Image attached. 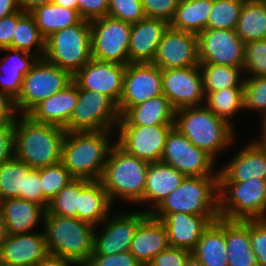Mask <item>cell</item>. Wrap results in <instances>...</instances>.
Listing matches in <instances>:
<instances>
[{
    "instance_id": "43",
    "label": "cell",
    "mask_w": 266,
    "mask_h": 266,
    "mask_svg": "<svg viewBox=\"0 0 266 266\" xmlns=\"http://www.w3.org/2000/svg\"><path fill=\"white\" fill-rule=\"evenodd\" d=\"M243 72L245 77H266V39L245 44Z\"/></svg>"
},
{
    "instance_id": "37",
    "label": "cell",
    "mask_w": 266,
    "mask_h": 266,
    "mask_svg": "<svg viewBox=\"0 0 266 266\" xmlns=\"http://www.w3.org/2000/svg\"><path fill=\"white\" fill-rule=\"evenodd\" d=\"M199 66L203 77L204 92L244 86L245 76L240 67L208 63H200Z\"/></svg>"
},
{
    "instance_id": "20",
    "label": "cell",
    "mask_w": 266,
    "mask_h": 266,
    "mask_svg": "<svg viewBox=\"0 0 266 266\" xmlns=\"http://www.w3.org/2000/svg\"><path fill=\"white\" fill-rule=\"evenodd\" d=\"M47 255L44 232L8 235L0 246L5 266H37Z\"/></svg>"
},
{
    "instance_id": "51",
    "label": "cell",
    "mask_w": 266,
    "mask_h": 266,
    "mask_svg": "<svg viewBox=\"0 0 266 266\" xmlns=\"http://www.w3.org/2000/svg\"><path fill=\"white\" fill-rule=\"evenodd\" d=\"M15 121L0 122V164L14 157Z\"/></svg>"
},
{
    "instance_id": "31",
    "label": "cell",
    "mask_w": 266,
    "mask_h": 266,
    "mask_svg": "<svg viewBox=\"0 0 266 266\" xmlns=\"http://www.w3.org/2000/svg\"><path fill=\"white\" fill-rule=\"evenodd\" d=\"M228 266H258L251 248L250 220L225 219Z\"/></svg>"
},
{
    "instance_id": "49",
    "label": "cell",
    "mask_w": 266,
    "mask_h": 266,
    "mask_svg": "<svg viewBox=\"0 0 266 266\" xmlns=\"http://www.w3.org/2000/svg\"><path fill=\"white\" fill-rule=\"evenodd\" d=\"M84 266H142V264L130 251H126L112 255L91 254Z\"/></svg>"
},
{
    "instance_id": "52",
    "label": "cell",
    "mask_w": 266,
    "mask_h": 266,
    "mask_svg": "<svg viewBox=\"0 0 266 266\" xmlns=\"http://www.w3.org/2000/svg\"><path fill=\"white\" fill-rule=\"evenodd\" d=\"M78 13L84 20H94L107 16L109 0H77Z\"/></svg>"
},
{
    "instance_id": "10",
    "label": "cell",
    "mask_w": 266,
    "mask_h": 266,
    "mask_svg": "<svg viewBox=\"0 0 266 266\" xmlns=\"http://www.w3.org/2000/svg\"><path fill=\"white\" fill-rule=\"evenodd\" d=\"M120 114L107 95L78 87V102L64 127L66 132L116 131Z\"/></svg>"
},
{
    "instance_id": "34",
    "label": "cell",
    "mask_w": 266,
    "mask_h": 266,
    "mask_svg": "<svg viewBox=\"0 0 266 266\" xmlns=\"http://www.w3.org/2000/svg\"><path fill=\"white\" fill-rule=\"evenodd\" d=\"M211 9L212 0L181 1L170 22V27L198 34L206 29Z\"/></svg>"
},
{
    "instance_id": "30",
    "label": "cell",
    "mask_w": 266,
    "mask_h": 266,
    "mask_svg": "<svg viewBox=\"0 0 266 266\" xmlns=\"http://www.w3.org/2000/svg\"><path fill=\"white\" fill-rule=\"evenodd\" d=\"M118 125H175V110L162 94L128 108L120 116Z\"/></svg>"
},
{
    "instance_id": "55",
    "label": "cell",
    "mask_w": 266,
    "mask_h": 266,
    "mask_svg": "<svg viewBox=\"0 0 266 266\" xmlns=\"http://www.w3.org/2000/svg\"><path fill=\"white\" fill-rule=\"evenodd\" d=\"M37 266H83V265L70 259L48 254Z\"/></svg>"
},
{
    "instance_id": "38",
    "label": "cell",
    "mask_w": 266,
    "mask_h": 266,
    "mask_svg": "<svg viewBox=\"0 0 266 266\" xmlns=\"http://www.w3.org/2000/svg\"><path fill=\"white\" fill-rule=\"evenodd\" d=\"M31 169L16 157L0 164V201L21 199V193H25L26 174Z\"/></svg>"
},
{
    "instance_id": "35",
    "label": "cell",
    "mask_w": 266,
    "mask_h": 266,
    "mask_svg": "<svg viewBox=\"0 0 266 266\" xmlns=\"http://www.w3.org/2000/svg\"><path fill=\"white\" fill-rule=\"evenodd\" d=\"M235 30L245 44L266 39V1L246 0Z\"/></svg>"
},
{
    "instance_id": "5",
    "label": "cell",
    "mask_w": 266,
    "mask_h": 266,
    "mask_svg": "<svg viewBox=\"0 0 266 266\" xmlns=\"http://www.w3.org/2000/svg\"><path fill=\"white\" fill-rule=\"evenodd\" d=\"M43 232L49 255L76 261L83 266L93 252L96 226L75 217H61L47 210Z\"/></svg>"
},
{
    "instance_id": "27",
    "label": "cell",
    "mask_w": 266,
    "mask_h": 266,
    "mask_svg": "<svg viewBox=\"0 0 266 266\" xmlns=\"http://www.w3.org/2000/svg\"><path fill=\"white\" fill-rule=\"evenodd\" d=\"M0 211L6 222L9 235L39 230L38 225L41 222L43 224L42 220L46 213V209L42 205L19 198L1 200Z\"/></svg>"
},
{
    "instance_id": "47",
    "label": "cell",
    "mask_w": 266,
    "mask_h": 266,
    "mask_svg": "<svg viewBox=\"0 0 266 266\" xmlns=\"http://www.w3.org/2000/svg\"><path fill=\"white\" fill-rule=\"evenodd\" d=\"M146 18L168 21L174 18L179 0H141Z\"/></svg>"
},
{
    "instance_id": "4",
    "label": "cell",
    "mask_w": 266,
    "mask_h": 266,
    "mask_svg": "<svg viewBox=\"0 0 266 266\" xmlns=\"http://www.w3.org/2000/svg\"><path fill=\"white\" fill-rule=\"evenodd\" d=\"M148 165L149 162L128 154L115 142L100 178L113 206L118 200L139 205L144 195Z\"/></svg>"
},
{
    "instance_id": "22",
    "label": "cell",
    "mask_w": 266,
    "mask_h": 266,
    "mask_svg": "<svg viewBox=\"0 0 266 266\" xmlns=\"http://www.w3.org/2000/svg\"><path fill=\"white\" fill-rule=\"evenodd\" d=\"M219 216H198L188 213H169L161 221L164 223L170 247L183 248L192 252L203 231Z\"/></svg>"
},
{
    "instance_id": "14",
    "label": "cell",
    "mask_w": 266,
    "mask_h": 266,
    "mask_svg": "<svg viewBox=\"0 0 266 266\" xmlns=\"http://www.w3.org/2000/svg\"><path fill=\"white\" fill-rule=\"evenodd\" d=\"M162 70L151 62L129 63L123 79V91L117 105L120 116L146 100L162 95Z\"/></svg>"
},
{
    "instance_id": "24",
    "label": "cell",
    "mask_w": 266,
    "mask_h": 266,
    "mask_svg": "<svg viewBox=\"0 0 266 266\" xmlns=\"http://www.w3.org/2000/svg\"><path fill=\"white\" fill-rule=\"evenodd\" d=\"M169 247L164 223L148 214L138 224L129 251L142 266H147L155 256Z\"/></svg>"
},
{
    "instance_id": "46",
    "label": "cell",
    "mask_w": 266,
    "mask_h": 266,
    "mask_svg": "<svg viewBox=\"0 0 266 266\" xmlns=\"http://www.w3.org/2000/svg\"><path fill=\"white\" fill-rule=\"evenodd\" d=\"M250 240L258 266H266V219L250 220Z\"/></svg>"
},
{
    "instance_id": "12",
    "label": "cell",
    "mask_w": 266,
    "mask_h": 266,
    "mask_svg": "<svg viewBox=\"0 0 266 266\" xmlns=\"http://www.w3.org/2000/svg\"><path fill=\"white\" fill-rule=\"evenodd\" d=\"M161 161L185 176H219L216 161L194 146L175 126L166 137Z\"/></svg>"
},
{
    "instance_id": "2",
    "label": "cell",
    "mask_w": 266,
    "mask_h": 266,
    "mask_svg": "<svg viewBox=\"0 0 266 266\" xmlns=\"http://www.w3.org/2000/svg\"><path fill=\"white\" fill-rule=\"evenodd\" d=\"M64 128L33 121L28 115L15 119L14 157L32 169L61 162Z\"/></svg>"
},
{
    "instance_id": "33",
    "label": "cell",
    "mask_w": 266,
    "mask_h": 266,
    "mask_svg": "<svg viewBox=\"0 0 266 266\" xmlns=\"http://www.w3.org/2000/svg\"><path fill=\"white\" fill-rule=\"evenodd\" d=\"M30 13L45 40L53 33L78 24L82 20L77 10L62 7L52 2L39 6Z\"/></svg>"
},
{
    "instance_id": "61",
    "label": "cell",
    "mask_w": 266,
    "mask_h": 266,
    "mask_svg": "<svg viewBox=\"0 0 266 266\" xmlns=\"http://www.w3.org/2000/svg\"><path fill=\"white\" fill-rule=\"evenodd\" d=\"M184 266H204L193 254H191L186 262Z\"/></svg>"
},
{
    "instance_id": "7",
    "label": "cell",
    "mask_w": 266,
    "mask_h": 266,
    "mask_svg": "<svg viewBox=\"0 0 266 266\" xmlns=\"http://www.w3.org/2000/svg\"><path fill=\"white\" fill-rule=\"evenodd\" d=\"M90 21L53 33L45 40L44 58L74 76L91 57Z\"/></svg>"
},
{
    "instance_id": "59",
    "label": "cell",
    "mask_w": 266,
    "mask_h": 266,
    "mask_svg": "<svg viewBox=\"0 0 266 266\" xmlns=\"http://www.w3.org/2000/svg\"><path fill=\"white\" fill-rule=\"evenodd\" d=\"M53 4L60 5L62 7H67L73 10L78 11V2L77 0H52Z\"/></svg>"
},
{
    "instance_id": "32",
    "label": "cell",
    "mask_w": 266,
    "mask_h": 266,
    "mask_svg": "<svg viewBox=\"0 0 266 266\" xmlns=\"http://www.w3.org/2000/svg\"><path fill=\"white\" fill-rule=\"evenodd\" d=\"M192 254L204 266H228L224 218L219 217L210 223Z\"/></svg>"
},
{
    "instance_id": "42",
    "label": "cell",
    "mask_w": 266,
    "mask_h": 266,
    "mask_svg": "<svg viewBox=\"0 0 266 266\" xmlns=\"http://www.w3.org/2000/svg\"><path fill=\"white\" fill-rule=\"evenodd\" d=\"M74 177L59 162L44 168H40V181L42 185L43 195L50 201L62 188L67 186Z\"/></svg>"
},
{
    "instance_id": "40",
    "label": "cell",
    "mask_w": 266,
    "mask_h": 266,
    "mask_svg": "<svg viewBox=\"0 0 266 266\" xmlns=\"http://www.w3.org/2000/svg\"><path fill=\"white\" fill-rule=\"evenodd\" d=\"M246 0H212L206 29H236Z\"/></svg>"
},
{
    "instance_id": "41",
    "label": "cell",
    "mask_w": 266,
    "mask_h": 266,
    "mask_svg": "<svg viewBox=\"0 0 266 266\" xmlns=\"http://www.w3.org/2000/svg\"><path fill=\"white\" fill-rule=\"evenodd\" d=\"M79 208V179L74 178L49 202L47 211L61 217L77 218Z\"/></svg>"
},
{
    "instance_id": "21",
    "label": "cell",
    "mask_w": 266,
    "mask_h": 266,
    "mask_svg": "<svg viewBox=\"0 0 266 266\" xmlns=\"http://www.w3.org/2000/svg\"><path fill=\"white\" fill-rule=\"evenodd\" d=\"M169 27L168 21L154 18H144L132 23L128 46L129 62H152L158 45Z\"/></svg>"
},
{
    "instance_id": "17",
    "label": "cell",
    "mask_w": 266,
    "mask_h": 266,
    "mask_svg": "<svg viewBox=\"0 0 266 266\" xmlns=\"http://www.w3.org/2000/svg\"><path fill=\"white\" fill-rule=\"evenodd\" d=\"M163 94L175 111L204 105L205 92L200 66L162 70Z\"/></svg>"
},
{
    "instance_id": "11",
    "label": "cell",
    "mask_w": 266,
    "mask_h": 266,
    "mask_svg": "<svg viewBox=\"0 0 266 266\" xmlns=\"http://www.w3.org/2000/svg\"><path fill=\"white\" fill-rule=\"evenodd\" d=\"M131 26L129 22L110 16L91 20V57L121 65L129 64Z\"/></svg>"
},
{
    "instance_id": "44",
    "label": "cell",
    "mask_w": 266,
    "mask_h": 266,
    "mask_svg": "<svg viewBox=\"0 0 266 266\" xmlns=\"http://www.w3.org/2000/svg\"><path fill=\"white\" fill-rule=\"evenodd\" d=\"M244 110L266 116V77L244 78ZM262 112V113H261Z\"/></svg>"
},
{
    "instance_id": "16",
    "label": "cell",
    "mask_w": 266,
    "mask_h": 266,
    "mask_svg": "<svg viewBox=\"0 0 266 266\" xmlns=\"http://www.w3.org/2000/svg\"><path fill=\"white\" fill-rule=\"evenodd\" d=\"M197 39L200 63L243 69L245 43L235 29H205Z\"/></svg>"
},
{
    "instance_id": "54",
    "label": "cell",
    "mask_w": 266,
    "mask_h": 266,
    "mask_svg": "<svg viewBox=\"0 0 266 266\" xmlns=\"http://www.w3.org/2000/svg\"><path fill=\"white\" fill-rule=\"evenodd\" d=\"M15 100L12 99L7 93L0 91V122L15 121L18 116Z\"/></svg>"
},
{
    "instance_id": "50",
    "label": "cell",
    "mask_w": 266,
    "mask_h": 266,
    "mask_svg": "<svg viewBox=\"0 0 266 266\" xmlns=\"http://www.w3.org/2000/svg\"><path fill=\"white\" fill-rule=\"evenodd\" d=\"M191 254L183 248L169 247L155 256L147 266H184Z\"/></svg>"
},
{
    "instance_id": "18",
    "label": "cell",
    "mask_w": 266,
    "mask_h": 266,
    "mask_svg": "<svg viewBox=\"0 0 266 266\" xmlns=\"http://www.w3.org/2000/svg\"><path fill=\"white\" fill-rule=\"evenodd\" d=\"M125 70L126 65L92 58L73 76V82L80 89L107 95L118 105Z\"/></svg>"
},
{
    "instance_id": "3",
    "label": "cell",
    "mask_w": 266,
    "mask_h": 266,
    "mask_svg": "<svg viewBox=\"0 0 266 266\" xmlns=\"http://www.w3.org/2000/svg\"><path fill=\"white\" fill-rule=\"evenodd\" d=\"M194 146L215 161L220 153L235 144L236 131L226 120L216 116L205 105L175 111L174 125Z\"/></svg>"
},
{
    "instance_id": "48",
    "label": "cell",
    "mask_w": 266,
    "mask_h": 266,
    "mask_svg": "<svg viewBox=\"0 0 266 266\" xmlns=\"http://www.w3.org/2000/svg\"><path fill=\"white\" fill-rule=\"evenodd\" d=\"M21 199L42 205L47 210L50 201L43 195L40 169H31L26 174L25 193H21Z\"/></svg>"
},
{
    "instance_id": "58",
    "label": "cell",
    "mask_w": 266,
    "mask_h": 266,
    "mask_svg": "<svg viewBox=\"0 0 266 266\" xmlns=\"http://www.w3.org/2000/svg\"><path fill=\"white\" fill-rule=\"evenodd\" d=\"M261 123L260 125V136H258L259 138L255 137L252 138L251 140L263 151L266 152V116L261 117ZM254 139V140H253Z\"/></svg>"
},
{
    "instance_id": "53",
    "label": "cell",
    "mask_w": 266,
    "mask_h": 266,
    "mask_svg": "<svg viewBox=\"0 0 266 266\" xmlns=\"http://www.w3.org/2000/svg\"><path fill=\"white\" fill-rule=\"evenodd\" d=\"M24 13L25 12L20 9L17 12L0 19V49L12 48V37L17 20Z\"/></svg>"
},
{
    "instance_id": "45",
    "label": "cell",
    "mask_w": 266,
    "mask_h": 266,
    "mask_svg": "<svg viewBox=\"0 0 266 266\" xmlns=\"http://www.w3.org/2000/svg\"><path fill=\"white\" fill-rule=\"evenodd\" d=\"M107 16L131 24L146 18L141 0H109Z\"/></svg>"
},
{
    "instance_id": "29",
    "label": "cell",
    "mask_w": 266,
    "mask_h": 266,
    "mask_svg": "<svg viewBox=\"0 0 266 266\" xmlns=\"http://www.w3.org/2000/svg\"><path fill=\"white\" fill-rule=\"evenodd\" d=\"M0 51L6 53V56L0 58L2 60L0 72H5V75L0 73V91L16 100L20 95L24 76L31 70L39 57L36 54L13 48H3Z\"/></svg>"
},
{
    "instance_id": "23",
    "label": "cell",
    "mask_w": 266,
    "mask_h": 266,
    "mask_svg": "<svg viewBox=\"0 0 266 266\" xmlns=\"http://www.w3.org/2000/svg\"><path fill=\"white\" fill-rule=\"evenodd\" d=\"M242 148L218 169L219 182H243L253 177L266 179V152L252 140Z\"/></svg>"
},
{
    "instance_id": "8",
    "label": "cell",
    "mask_w": 266,
    "mask_h": 266,
    "mask_svg": "<svg viewBox=\"0 0 266 266\" xmlns=\"http://www.w3.org/2000/svg\"><path fill=\"white\" fill-rule=\"evenodd\" d=\"M219 217L227 220L266 219V179L219 182Z\"/></svg>"
},
{
    "instance_id": "60",
    "label": "cell",
    "mask_w": 266,
    "mask_h": 266,
    "mask_svg": "<svg viewBox=\"0 0 266 266\" xmlns=\"http://www.w3.org/2000/svg\"><path fill=\"white\" fill-rule=\"evenodd\" d=\"M8 235L9 234L7 230V225L0 211V246L3 243V241L8 237Z\"/></svg>"
},
{
    "instance_id": "28",
    "label": "cell",
    "mask_w": 266,
    "mask_h": 266,
    "mask_svg": "<svg viewBox=\"0 0 266 266\" xmlns=\"http://www.w3.org/2000/svg\"><path fill=\"white\" fill-rule=\"evenodd\" d=\"M106 190L100 180L79 179V208L77 218L100 227V224L112 212Z\"/></svg>"
},
{
    "instance_id": "13",
    "label": "cell",
    "mask_w": 266,
    "mask_h": 266,
    "mask_svg": "<svg viewBox=\"0 0 266 266\" xmlns=\"http://www.w3.org/2000/svg\"><path fill=\"white\" fill-rule=\"evenodd\" d=\"M174 125H117L116 143L128 154L153 163L161 161L166 137Z\"/></svg>"
},
{
    "instance_id": "19",
    "label": "cell",
    "mask_w": 266,
    "mask_h": 266,
    "mask_svg": "<svg viewBox=\"0 0 266 266\" xmlns=\"http://www.w3.org/2000/svg\"><path fill=\"white\" fill-rule=\"evenodd\" d=\"M151 63L161 70L199 66L197 34L169 27Z\"/></svg>"
},
{
    "instance_id": "56",
    "label": "cell",
    "mask_w": 266,
    "mask_h": 266,
    "mask_svg": "<svg viewBox=\"0 0 266 266\" xmlns=\"http://www.w3.org/2000/svg\"><path fill=\"white\" fill-rule=\"evenodd\" d=\"M20 10L18 0H0V19Z\"/></svg>"
},
{
    "instance_id": "39",
    "label": "cell",
    "mask_w": 266,
    "mask_h": 266,
    "mask_svg": "<svg viewBox=\"0 0 266 266\" xmlns=\"http://www.w3.org/2000/svg\"><path fill=\"white\" fill-rule=\"evenodd\" d=\"M12 48L36 54L39 58L44 56L45 39L40 34L35 19L30 12H25L17 20L12 37Z\"/></svg>"
},
{
    "instance_id": "36",
    "label": "cell",
    "mask_w": 266,
    "mask_h": 266,
    "mask_svg": "<svg viewBox=\"0 0 266 266\" xmlns=\"http://www.w3.org/2000/svg\"><path fill=\"white\" fill-rule=\"evenodd\" d=\"M244 87H230L205 92L204 105L216 116L226 120L234 128L233 117L244 110Z\"/></svg>"
},
{
    "instance_id": "6",
    "label": "cell",
    "mask_w": 266,
    "mask_h": 266,
    "mask_svg": "<svg viewBox=\"0 0 266 266\" xmlns=\"http://www.w3.org/2000/svg\"><path fill=\"white\" fill-rule=\"evenodd\" d=\"M178 212L219 216V176H186L150 214L162 220L167 214Z\"/></svg>"
},
{
    "instance_id": "1",
    "label": "cell",
    "mask_w": 266,
    "mask_h": 266,
    "mask_svg": "<svg viewBox=\"0 0 266 266\" xmlns=\"http://www.w3.org/2000/svg\"><path fill=\"white\" fill-rule=\"evenodd\" d=\"M115 133L106 130L66 132L61 163L76 179L100 180L110 149L115 144Z\"/></svg>"
},
{
    "instance_id": "15",
    "label": "cell",
    "mask_w": 266,
    "mask_h": 266,
    "mask_svg": "<svg viewBox=\"0 0 266 266\" xmlns=\"http://www.w3.org/2000/svg\"><path fill=\"white\" fill-rule=\"evenodd\" d=\"M111 212L95 229L92 254L112 255L130 250L131 241L138 224L148 215L145 211Z\"/></svg>"
},
{
    "instance_id": "26",
    "label": "cell",
    "mask_w": 266,
    "mask_h": 266,
    "mask_svg": "<svg viewBox=\"0 0 266 266\" xmlns=\"http://www.w3.org/2000/svg\"><path fill=\"white\" fill-rule=\"evenodd\" d=\"M78 102V86L72 82L65 89L41 101L27 115L35 122L64 128Z\"/></svg>"
},
{
    "instance_id": "9",
    "label": "cell",
    "mask_w": 266,
    "mask_h": 266,
    "mask_svg": "<svg viewBox=\"0 0 266 266\" xmlns=\"http://www.w3.org/2000/svg\"><path fill=\"white\" fill-rule=\"evenodd\" d=\"M73 82V76L47 61L39 58L24 76L20 95L15 100L19 115H27L41 101L65 89Z\"/></svg>"
},
{
    "instance_id": "25",
    "label": "cell",
    "mask_w": 266,
    "mask_h": 266,
    "mask_svg": "<svg viewBox=\"0 0 266 266\" xmlns=\"http://www.w3.org/2000/svg\"><path fill=\"white\" fill-rule=\"evenodd\" d=\"M185 177L178 170L162 161L149 163L144 195L139 204H145V206L149 204L150 209L147 208L145 212L147 214L152 213L181 184Z\"/></svg>"
},
{
    "instance_id": "57",
    "label": "cell",
    "mask_w": 266,
    "mask_h": 266,
    "mask_svg": "<svg viewBox=\"0 0 266 266\" xmlns=\"http://www.w3.org/2000/svg\"><path fill=\"white\" fill-rule=\"evenodd\" d=\"M52 0H18L19 7L24 12H31L35 8L50 3Z\"/></svg>"
}]
</instances>
